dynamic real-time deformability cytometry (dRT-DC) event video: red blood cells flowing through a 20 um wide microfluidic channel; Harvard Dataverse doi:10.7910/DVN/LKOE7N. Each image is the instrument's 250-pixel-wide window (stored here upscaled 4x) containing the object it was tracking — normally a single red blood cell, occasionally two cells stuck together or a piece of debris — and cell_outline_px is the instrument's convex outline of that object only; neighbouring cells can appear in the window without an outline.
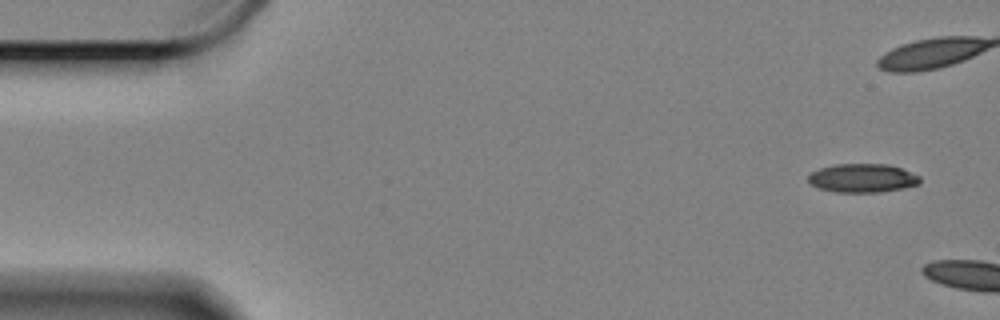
{"species": "Egyptian fruit bat (a non-hibernating species)", "species_latin": "Rousettus aegyptiacus", "temperature_condition": "cold", "stored_images_in_passage": 5, "camera_frame_rate_fps": 3000, "um_per_image_px": 0.085, "animal": {"sex": "female"}, "frame": {"image": 1, "passage_image": 1, "time_ms": 0.0, "image_size_px": [1000, 320], "cell_outline_px": [[920, 184], [904, 188], [880, 192], [836, 192], [820, 188], [812, 184], [808, 180], [808, 176], [812, 172], [820, 168], [836, 164], [888, 164], [900, 168], [920, 176]], "centroid_in_image_um": [73.34, 15.14], "position_along_channel_um": 11.7, "area_um2": 18.55}}